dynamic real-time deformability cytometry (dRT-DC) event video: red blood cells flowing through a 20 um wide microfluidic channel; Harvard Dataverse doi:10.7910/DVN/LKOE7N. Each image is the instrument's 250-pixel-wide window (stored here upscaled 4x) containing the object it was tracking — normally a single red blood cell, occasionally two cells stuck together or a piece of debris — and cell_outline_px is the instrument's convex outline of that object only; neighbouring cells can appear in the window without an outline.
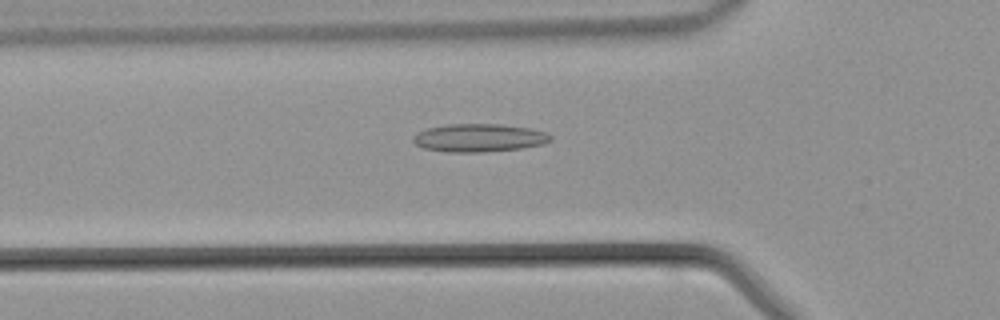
{"species": "common noctule bat (a hibernating species)", "species_latin": "Nyctalus noctula", "temperature_condition": "warm", "stored_images_in_passage": 43, "camera_frame_rate_fps": 3000, "um_per_image_px": 0.085, "animal": {"sex": "male", "body_mass_g": 21.5, "forearm_length_mm": 52.0}, "frame": {"image": 1, "passage_image": 14, "time_ms": 4.333, "image_size_px": [1000, 320], "cell_outline_px": [[552, 140], [544, 144], [520, 148], [484, 152], [448, 152], [424, 148], [416, 144], [412, 140], [412, 136], [416, 132], [428, 128], [448, 124], [500, 124], [532, 128], [548, 132], [552, 136]], "centroid_in_image_um": [40.74, 11.71], "position_along_channel_um": 85.1, "area_um2": 22.66}}
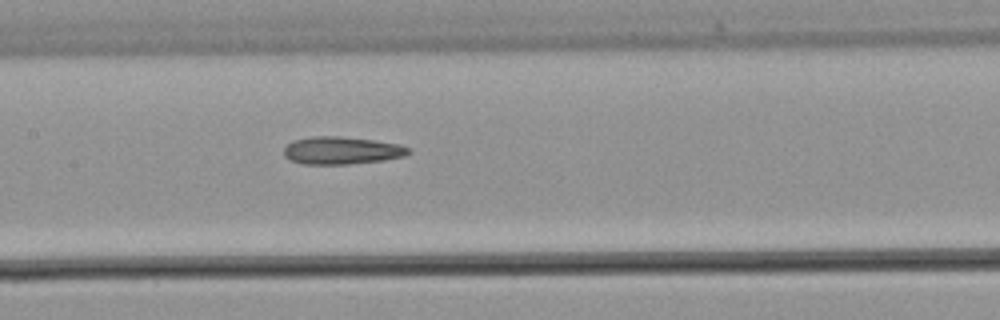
{"frame": {"image": 2, "passage_image": 20, "time_ms": 6.333, "image_size_px": [1000, 320], "cell_outline_px": [[412, 152], [404, 156], [384, 160], [348, 164], [304, 164], [292, 160], [284, 156], [284, 148], [292, 140], [312, 136], [340, 136], [372, 140], [400, 144], [408, 148]], "centroid_in_image_um": [29.04, 12.78], "position_along_channel_um": 178.4, "area_um2": 20.0}}
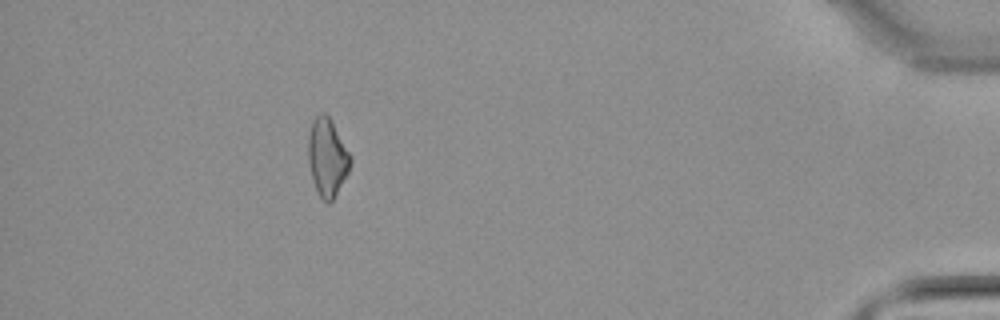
{"frame": {"image": 3, "passage_image": 39, "time_ms": 12.667, "image_size_px": [1000, 320], "cell_outline_px": [[352, 160], [348, 172], [332, 200], [328, 204], [320, 196], [312, 180], [308, 160], [308, 136], [312, 120], [320, 112], [324, 112], [328, 116], [352, 156]], "centroid_in_image_um": [27.81, 13.35], "position_along_channel_um": 407.4, "area_um2": 18.96}}